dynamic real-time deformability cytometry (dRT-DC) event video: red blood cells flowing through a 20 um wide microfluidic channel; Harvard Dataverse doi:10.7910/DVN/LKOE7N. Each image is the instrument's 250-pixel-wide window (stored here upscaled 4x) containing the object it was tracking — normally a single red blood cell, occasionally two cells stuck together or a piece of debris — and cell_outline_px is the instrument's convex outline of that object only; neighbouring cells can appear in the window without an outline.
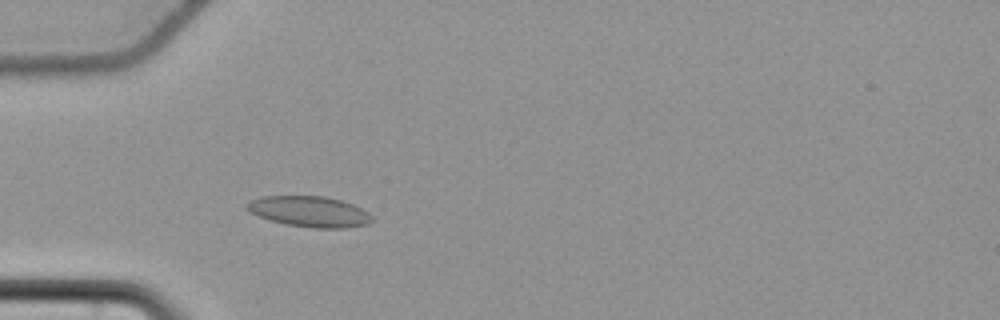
{"species": "common noctule bat (a hibernating species)", "species_latin": "Nyctalus noctula", "temperature_condition": "cold", "stored_images_in_passage": 53, "camera_frame_rate_fps": 3000, "um_per_image_px": 0.085, "animal": {"sex": "female", "body_mass_g": 22.7, "forearm_length_mm": 54.2}, "frame": {"image": 1, "passage_image": 14, "time_ms": 4.333, "image_size_px": [1000, 320], "cell_outline_px": [[372, 220], [368, 224], [344, 228], [316, 228], [288, 224], [272, 220], [260, 216], [252, 212], [244, 204], [260, 196], [324, 196], [340, 200], [352, 204], [368, 212], [372, 216]], "centroid_in_image_um": [26.33, 17.97], "position_along_channel_um": 58.7, "area_um2": 22.02}}
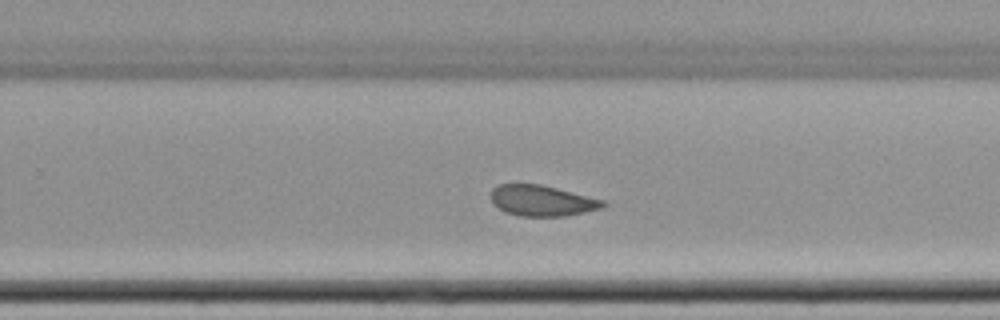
{"frame": {"image": 2, "passage_image": 33, "time_ms": 10.667, "image_size_px": [1000, 320], "cell_outline_px": [[608, 204], [604, 208], [564, 216], [520, 216], [504, 212], [492, 204], [492, 188], [496, 184], [540, 184], [604, 200]], "centroid_in_image_um": [46.06, 17.06], "position_along_channel_um": 283.7, "area_um2": 20.17}}
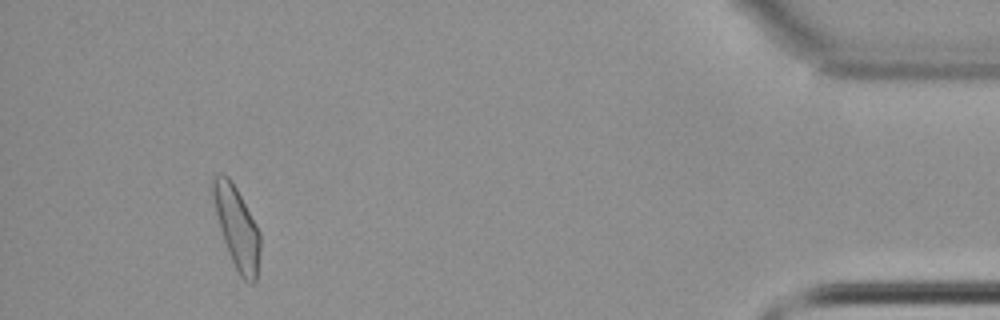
{"frame": {"image": 3, "passage_image": 49, "time_ms": 16.0, "image_size_px": [1000, 320], "cell_outline_px": [[260, 248], [256, 280], [252, 284], [248, 284], [240, 276], [228, 252], [224, 240], [216, 212], [212, 196], [212, 180], [216, 172], [220, 172], [228, 176], [232, 180], [256, 224], [260, 232]], "centroid_in_image_um": [20.13, 19.31], "position_along_channel_um": 415.1, "area_um2": 22.25}, "authors_computed_cell_mechanics": {"area_um2": 21.5016, "velocity_mm_per_s": 3.6754, "shape_relaxation_time_tau1_ms": null, "shape_relaxation_time_tau2_ms": 1.957, "deformation_change_tau1": null, "deformation_change_tau2": 0.0708}}